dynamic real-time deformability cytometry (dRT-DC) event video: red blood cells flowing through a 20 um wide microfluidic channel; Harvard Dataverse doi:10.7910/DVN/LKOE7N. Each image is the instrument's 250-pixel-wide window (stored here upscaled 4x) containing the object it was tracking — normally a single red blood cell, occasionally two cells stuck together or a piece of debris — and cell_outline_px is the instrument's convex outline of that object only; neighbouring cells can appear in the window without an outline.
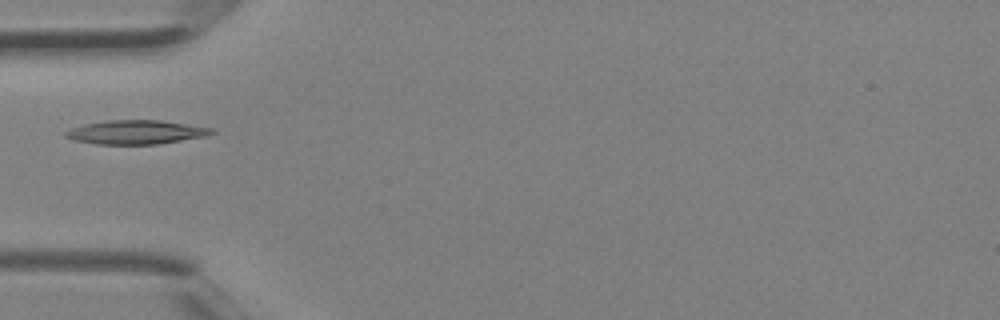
{"species": "Egyptian fruit bat (a non-hibernating species)", "species_latin": "Rousettus aegyptiacus", "temperature_condition": "room temperature", "stored_images_in_passage": 3, "camera_frame_rate_fps": 3000, "um_per_image_px": 0.085, "animal": {"sex": "female"}, "frame": {"image": 1, "passage_image": 3, "time_ms": 0.667, "image_size_px": [1000, 320], "cell_outline_px": [[216, 132], [204, 136], [160, 144], [96, 144], [76, 140], [64, 136], [64, 132], [72, 128], [84, 124], [104, 120], [160, 120], [212, 128]], "centroid_in_image_um": [11.54, 11.23], "position_along_channel_um": 73.5, "area_um2": 20.23}}